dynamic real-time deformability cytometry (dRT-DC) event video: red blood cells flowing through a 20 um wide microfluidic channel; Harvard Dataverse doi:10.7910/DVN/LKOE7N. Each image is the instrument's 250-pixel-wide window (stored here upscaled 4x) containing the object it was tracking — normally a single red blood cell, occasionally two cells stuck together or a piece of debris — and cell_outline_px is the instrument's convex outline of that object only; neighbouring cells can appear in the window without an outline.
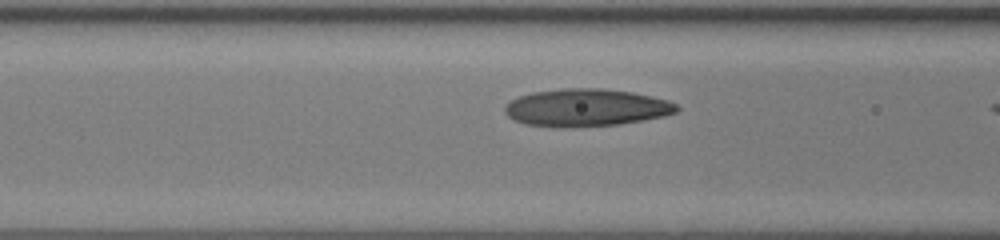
{"species": "human", "species_latin": "Homo sapiens", "temperature_condition": "room temperature", "stored_images_in_passage": 27, "camera_frame_rate_fps": 3000, "um_per_image_px": 0.085, "donor": {"sex": "female"}, "frame": {"image": 1, "passage_image": 7, "time_ms": 2.0, "image_size_px": [1000, 240], "cell_outline_px": [[680, 108], [676, 112], [664, 116], [644, 120], [620, 124], [572, 128], [552, 128], [524, 124], [512, 120], [504, 112], [504, 108], [508, 100], [532, 92], [564, 88], [600, 88], [632, 92], [652, 96], [668, 100], [676, 104]], "centroid_in_image_um": [49.78, 9.16], "position_along_channel_um": 116.8, "area_um2": 38.21}}
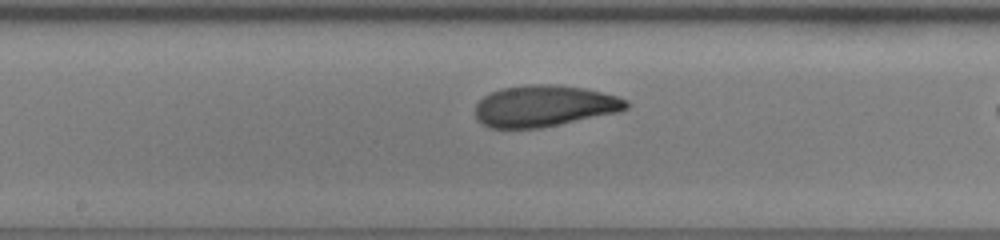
{"frame": {"image": 2, "passage_image": 13, "time_ms": 4.0, "image_size_px": [1000, 240], "cell_outline_px": [[628, 108], [620, 112], [540, 128], [492, 128], [476, 120], [476, 104], [484, 96], [500, 88], [528, 84], [548, 84], [584, 88], [616, 96], [628, 100]], "centroid_in_image_um": [46.26, 9.01], "position_along_channel_um": 201.9, "area_um2": 36.36}}
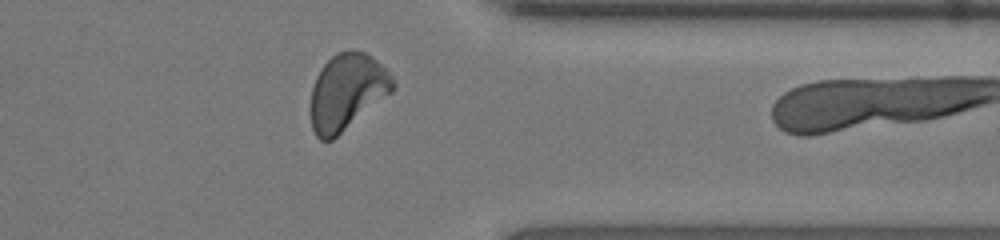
{"frame": {"image": 3, "passage_image": 26, "time_ms": 8.333, "image_size_px": [1000, 240], "cell_outline_px": [[396, 88], [392, 92], [332, 140], [320, 140], [316, 136], [312, 128], [312, 88], [316, 76], [320, 68], [336, 52], [352, 48], [364, 52], [372, 56], [392, 76], [396, 84]], "centroid_in_image_um": [29.51, 7.77], "position_along_channel_um": 381.9, "area_um2": 36.36}}